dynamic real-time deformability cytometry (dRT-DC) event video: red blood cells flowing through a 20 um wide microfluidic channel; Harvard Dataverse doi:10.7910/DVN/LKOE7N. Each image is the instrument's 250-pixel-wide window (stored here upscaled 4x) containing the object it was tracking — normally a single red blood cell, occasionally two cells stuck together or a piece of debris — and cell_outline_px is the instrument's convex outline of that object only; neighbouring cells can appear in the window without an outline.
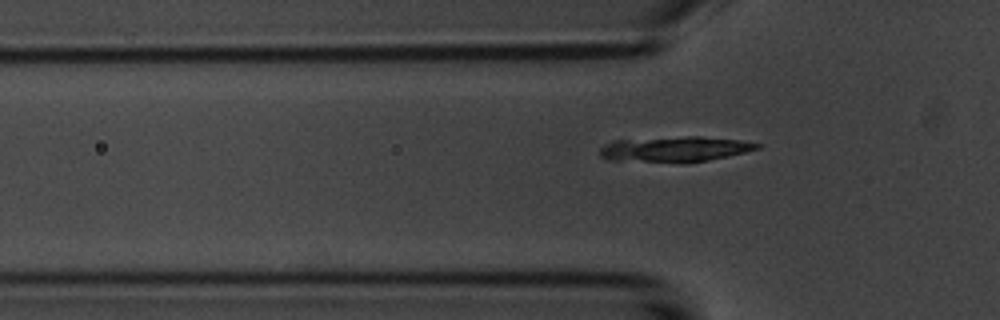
{"species": "common noctule bat (a hibernating species)", "species_latin": "Nyctalus noctula", "temperature_condition": "room temperature", "stored_images_in_passage": 5, "segment_of_instrument_passage": [2, 2], "camera_frame_rate_fps": 3000, "um_per_image_px": 0.085, "animal": {"sex": "male", "body_mass_g": 20.1, "forearm_length_mm": 53.5}, "frame": {"image": 1, "passage_image": 5, "time_ms": 4.333, "image_size_px": [1000, 320], "cell_outline_px": [[760, 148], [728, 156], [708, 160], [684, 164], [680, 164], [608, 160], [600, 156], [600, 148], [604, 144], [612, 140], [684, 136], [700, 136], [740, 140], [760, 144]], "centroid_in_image_um": [57.29, 12.69], "position_along_channel_um": 68.5, "area_um2": 23.87}}